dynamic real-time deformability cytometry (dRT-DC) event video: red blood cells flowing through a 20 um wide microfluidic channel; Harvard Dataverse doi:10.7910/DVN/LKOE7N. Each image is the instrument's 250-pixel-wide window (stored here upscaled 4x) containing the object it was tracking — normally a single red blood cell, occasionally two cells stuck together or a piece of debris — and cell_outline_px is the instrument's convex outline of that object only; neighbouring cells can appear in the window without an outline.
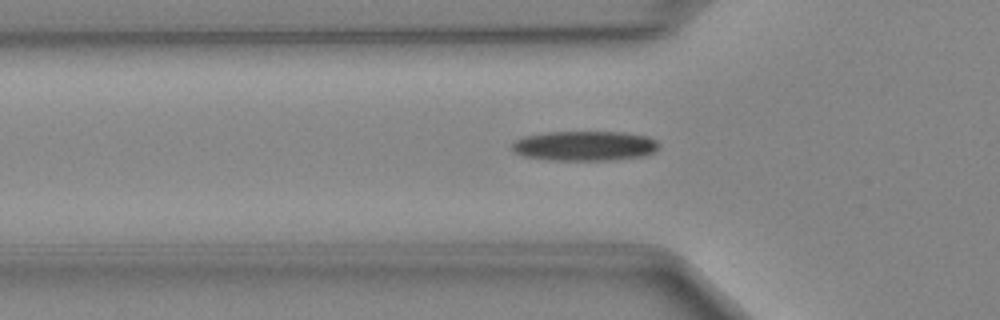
{"species": "Egyptian fruit bat (a non-hibernating species)", "species_latin": "Rousettus aegyptiacus", "temperature_condition": "cold", "stored_images_in_passage": 35, "camera_frame_rate_fps": 3000, "um_per_image_px": 0.085, "animal": {"sex": "female"}, "frame": {"image": 1, "passage_image": 2, "time_ms": 0.333, "image_size_px": [1000, 320], "cell_outline_px": [[660, 148], [656, 152], [644, 156], [612, 160], [548, 160], [524, 156], [512, 152], [512, 144], [516, 140], [524, 136], [548, 132], [624, 132], [648, 136], [656, 140], [660, 144]], "centroid_in_image_um": [49.74, 12.4], "position_along_channel_um": 76.1, "area_um2": 25.84}}
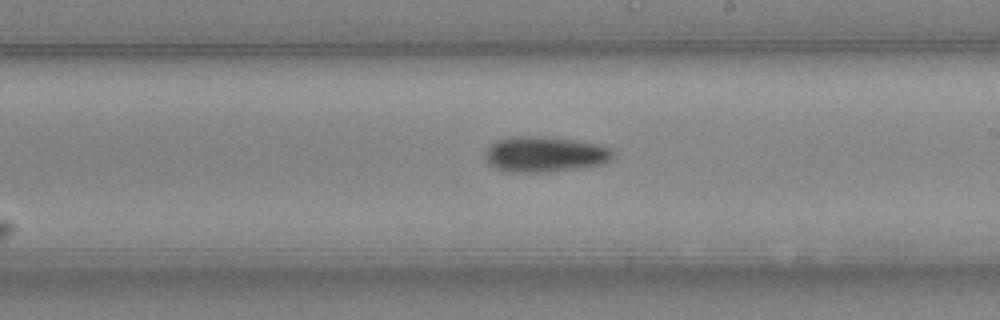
{"frame": {"image": 2, "passage_image": 14, "time_ms": 4.333, "image_size_px": [1000, 320], "cell_outline_px": [[616, 156], [604, 164], [548, 172], [512, 172], [496, 168], [488, 164], [484, 156], [484, 152], [496, 140], [512, 136], [540, 136], [572, 140], [596, 144], [608, 148], [616, 152]], "centroid_in_image_um": [46.3, 13.11], "position_along_channel_um": 242.7, "area_um2": 26.47}}
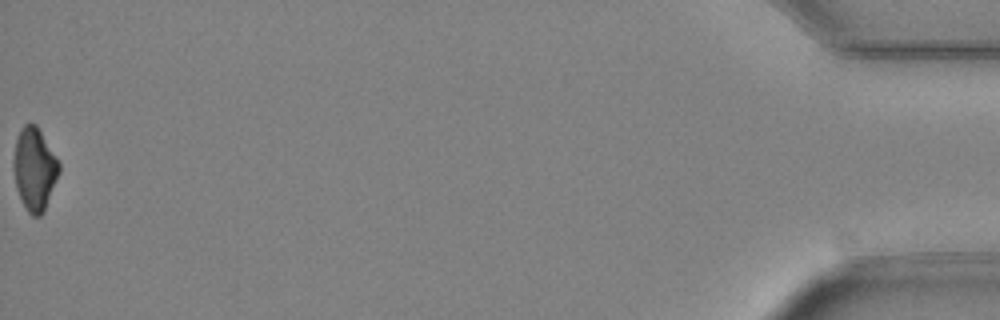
{"frame": {"image": 3, "passage_image": 35, "time_ms": 11.333, "image_size_px": [1000, 320], "cell_outline_px": [[60, 172], [44, 212], [40, 216], [32, 216], [28, 212], [16, 188], [12, 168], [12, 160], [16, 140], [20, 128], [24, 124], [36, 124], [60, 164]], "centroid_in_image_um": [2.92, 14.37], "position_along_channel_um": 432.3, "area_um2": 21.96}}